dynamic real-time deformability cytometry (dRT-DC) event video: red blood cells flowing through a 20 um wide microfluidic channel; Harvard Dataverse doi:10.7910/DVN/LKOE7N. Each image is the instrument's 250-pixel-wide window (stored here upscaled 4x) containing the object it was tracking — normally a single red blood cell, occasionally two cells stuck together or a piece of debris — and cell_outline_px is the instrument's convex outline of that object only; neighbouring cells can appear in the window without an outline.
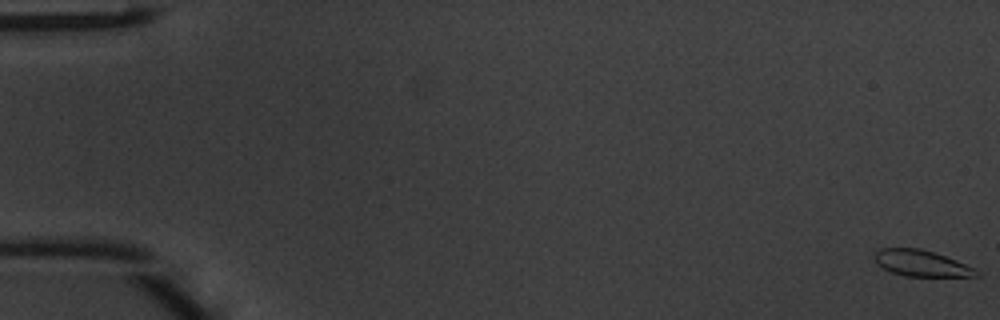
{"species": "common noctule bat (a hibernating species)", "species_latin": "Nyctalus noctula", "temperature_condition": "warm", "stored_images_in_passage": 50, "camera_frame_rate_fps": 3000, "um_per_image_px": 0.085, "animal": {"sex": "male", "body_mass_g": 20.1, "forearm_length_mm": 53.5}, "frame": {"image": 1, "passage_image": 1, "time_ms": 0.0, "image_size_px": [1000, 320], "cell_outline_px": [[980, 276], [904, 276], [892, 272], [884, 268], [872, 256], [880, 248], [920, 248], [956, 260], [980, 272]], "centroid_in_image_um": [78.3, 22.38], "position_along_channel_um": 6.7, "area_um2": 15.2}}
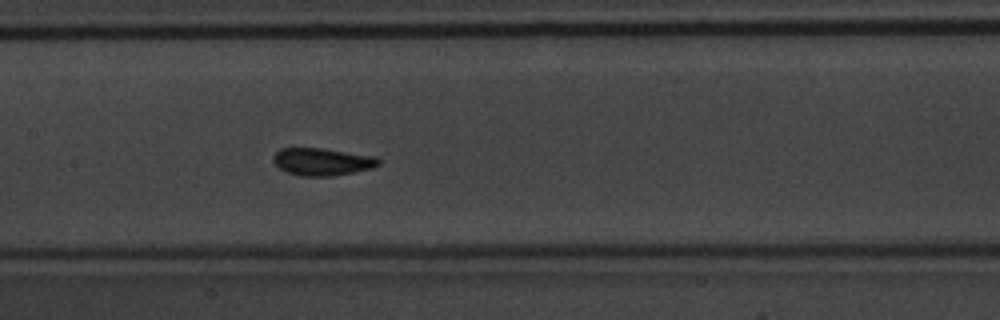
{"frame": {"image": 2, "passage_image": 25, "time_ms": 8.0, "image_size_px": [1000, 320], "cell_outline_px": [[380, 164], [372, 168], [332, 176], [300, 176], [288, 172], [280, 168], [272, 160], [272, 156], [280, 148], [320, 148], [376, 156], [380, 160]], "centroid_in_image_um": [27.38, 13.74], "position_along_channel_um": 180.0, "area_um2": 16.76}}
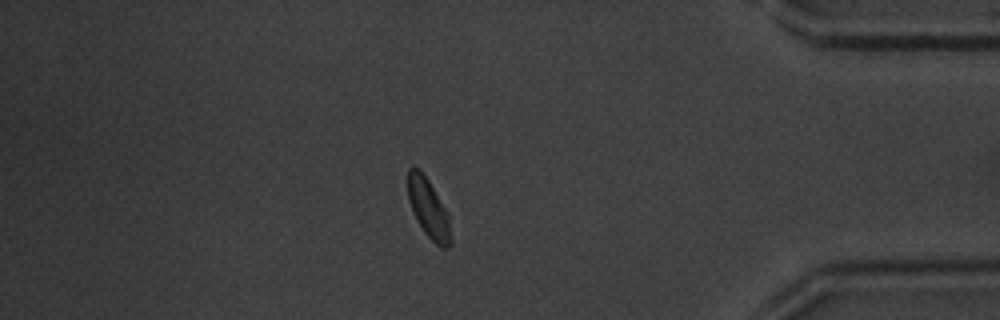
{"frame": {"image": 3, "passage_image": 43, "time_ms": 14.0, "image_size_px": [1000, 320], "cell_outline_px": [[452, 244], [448, 248], [440, 248], [424, 232], [416, 220], [408, 200], [408, 168], [412, 164], [420, 168], [428, 180], [448, 212], [452, 240]], "centroid_in_image_um": [36.42, 17.71], "position_along_channel_um": 398.8, "area_um2": 15.09}, "authors_computed_cell_mechanics": {"area_um2": 15.895, "velocity_mm_per_s": 4.1782, "shape_relaxation_time_tau1_ms": 1.94, "shape_relaxation_time_tau2_ms": null, "deformation_change_tau1": 0.0834, "deformation_change_tau2": null}}